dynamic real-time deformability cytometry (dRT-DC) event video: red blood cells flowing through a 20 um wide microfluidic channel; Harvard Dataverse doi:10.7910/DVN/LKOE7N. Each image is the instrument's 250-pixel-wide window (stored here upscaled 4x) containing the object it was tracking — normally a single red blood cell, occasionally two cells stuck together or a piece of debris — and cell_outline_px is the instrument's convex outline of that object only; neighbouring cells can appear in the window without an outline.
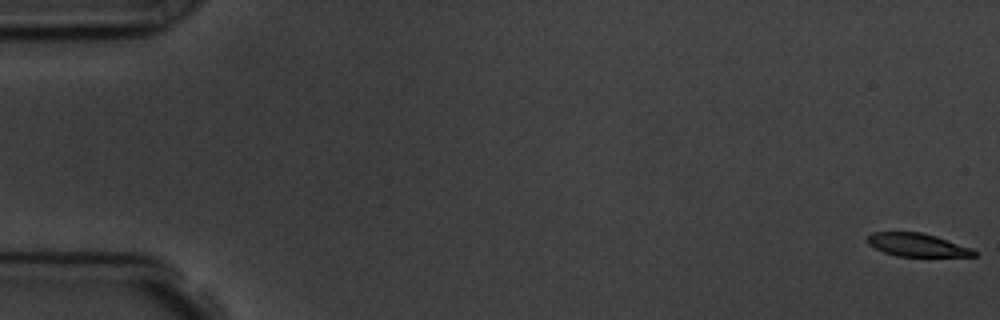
{"species": "common noctule bat (a hibernating species)", "species_latin": "Nyctalus noctula", "temperature_condition": "room temperature", "stored_images_in_passage": 5, "camera_frame_rate_fps": 3000, "um_per_image_px": 0.085, "animal": {"sex": "male", "body_mass_g": 19.5, "forearm_length_mm": 54.6}, "frame": {"image": 1, "passage_image": 1, "time_ms": 0.0, "image_size_px": [1000, 320], "cell_outline_px": [[976, 256], [896, 256], [884, 252], [868, 244], [868, 236], [872, 232], [920, 232], [936, 236], [968, 248], [976, 252]], "centroid_in_image_um": [77.89, 20.81], "position_along_channel_um": 7.1, "area_um2": 13.99}}
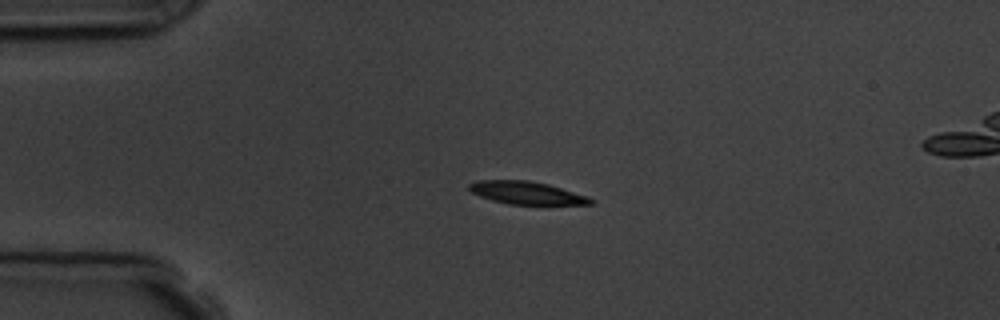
{"frame": {"image": 2, "passage_image": 4, "time_ms": 4.333, "image_size_px": [1000, 320], "cell_outline_px": [[596, 204], [508, 204], [492, 200], [480, 196], [472, 192], [468, 188], [468, 184], [480, 180], [528, 180], [548, 184], [588, 196], [596, 200]], "centroid_in_image_um": [44.79, 16.39], "position_along_channel_um": 40.2, "area_um2": 16.07}}